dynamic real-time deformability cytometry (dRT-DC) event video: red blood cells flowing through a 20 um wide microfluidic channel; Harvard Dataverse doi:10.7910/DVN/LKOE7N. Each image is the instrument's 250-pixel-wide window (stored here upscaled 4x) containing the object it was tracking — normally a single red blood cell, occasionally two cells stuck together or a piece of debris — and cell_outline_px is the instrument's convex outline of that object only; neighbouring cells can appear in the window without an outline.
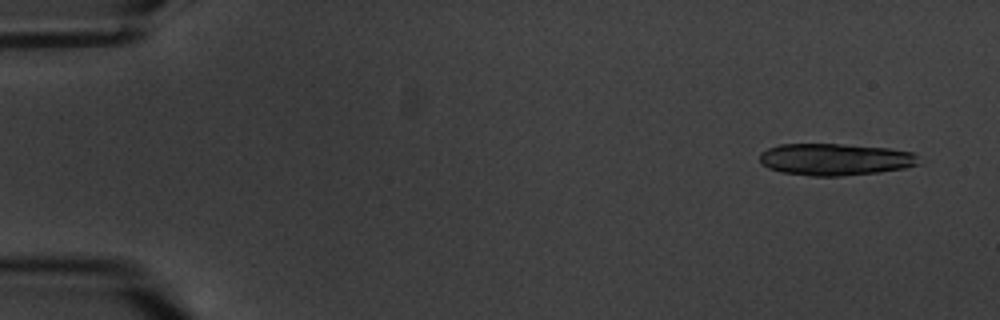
{"species": "common noctule bat (a hibernating species)", "species_latin": "Nyctalus noctula", "temperature_condition": "warm", "stored_images_in_passage": 6, "camera_frame_rate_fps": 3000, "um_per_image_px": 0.085, "animal": {"sex": "male", "body_mass_g": 20.1, "forearm_length_mm": 53.5}, "frame": {"image": 1, "passage_image": 1, "time_ms": 0.0, "image_size_px": [1000, 320], "cell_outline_px": [[920, 164], [904, 168], [876, 172], [840, 176], [812, 176], [780, 172], [768, 168], [760, 160], [760, 152], [768, 148], [780, 144], [844, 144], [888, 148], [912, 152], [916, 156]], "centroid_in_image_um": [70.96, 13.54], "position_along_channel_um": 14.0, "area_um2": 29.48}}
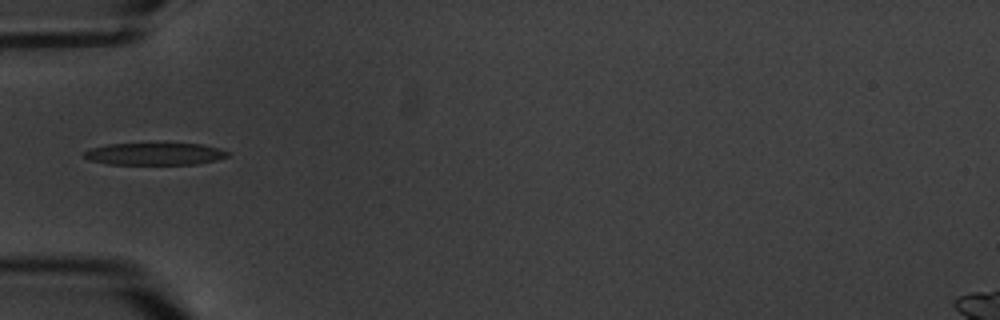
{"frame": {"image": 2, "passage_image": 6, "time_ms": 5.667, "image_size_px": [1000, 320], "cell_outline_px": [[228, 156], [216, 160], [196, 164], [108, 164], [88, 160], [84, 156], [84, 152], [92, 148], [108, 144], [164, 140], [200, 144], [216, 148], [228, 152]], "centroid_in_image_um": [13.14, 13.03], "position_along_channel_um": 71.9, "area_um2": 19.54}}